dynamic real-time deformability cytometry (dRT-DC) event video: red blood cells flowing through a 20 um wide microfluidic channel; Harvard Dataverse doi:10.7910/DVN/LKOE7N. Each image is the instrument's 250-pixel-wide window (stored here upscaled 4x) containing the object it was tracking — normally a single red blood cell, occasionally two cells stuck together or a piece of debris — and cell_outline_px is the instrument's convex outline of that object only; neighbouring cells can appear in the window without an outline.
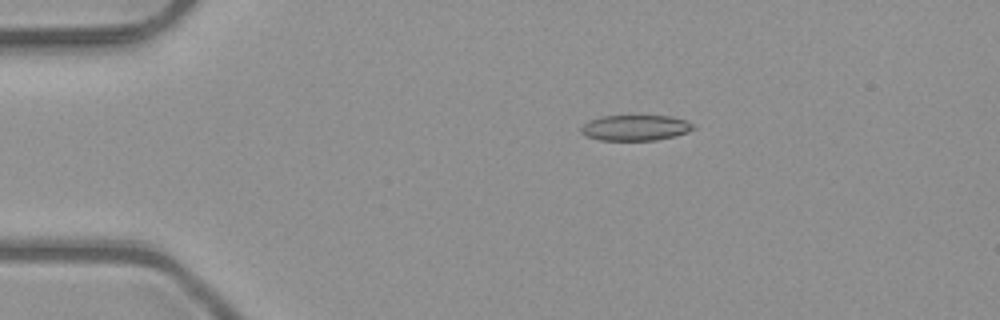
{"species": "common noctule bat (a hibernating species)", "species_latin": "Nyctalus noctula", "temperature_condition": "room temperature", "stored_images_in_passage": 6, "camera_frame_rate_fps": 3000, "um_per_image_px": 0.085, "animal": {"sex": "male", "body_mass_g": 23.1, "forearm_length_mm": 52.7}, "frame": {"image": 1, "passage_image": 2, "time_ms": 0.333, "image_size_px": [1000, 320], "cell_outline_px": [[696, 128], [688, 132], [676, 136], [656, 140], [600, 140], [588, 136], [580, 132], [580, 128], [588, 120], [604, 116], [672, 116], [684, 120], [692, 124]], "centroid_in_image_um": [54.02, 10.86], "position_along_channel_um": 31.0, "area_um2": 16.7}}
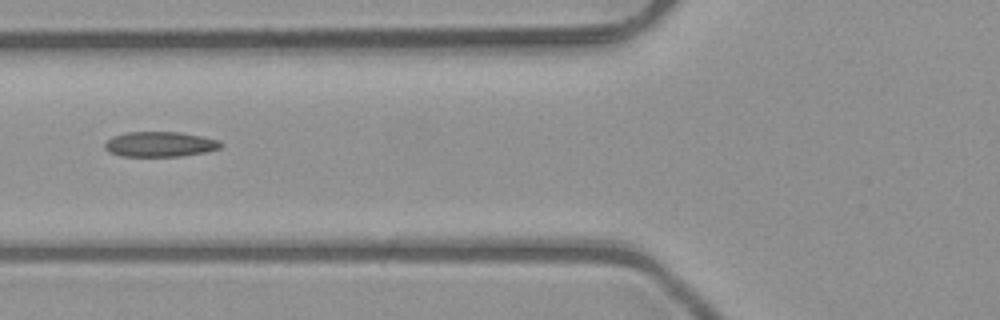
{"frame": {"image": 2, "passage_image": 5, "time_ms": 1.333, "image_size_px": [1000, 320], "cell_outline_px": [[224, 144], [220, 148], [204, 152], [180, 156], [120, 156], [108, 152], [104, 148], [104, 144], [112, 136], [128, 132], [180, 132], [204, 136], [220, 140]], "centroid_in_image_um": [13.6, 12.25], "position_along_channel_um": 112.2, "area_um2": 17.11}}
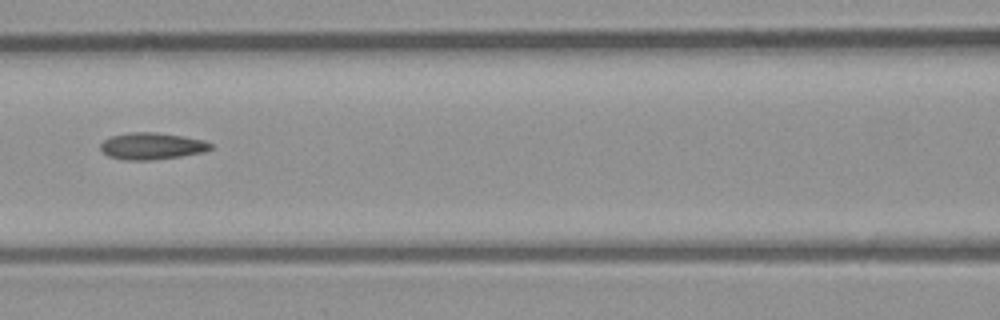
{"frame": {"image": 3, "passage_image": 6, "time_ms": 1.667, "image_size_px": [1000, 320], "cell_outline_px": [[212, 148], [204, 152], [180, 156], [152, 160], [124, 160], [108, 156], [100, 148], [100, 144], [104, 140], [112, 136], [132, 132], [156, 132], [204, 140], [212, 144]], "centroid_in_image_um": [12.9, 12.42], "position_along_channel_um": 153.7, "area_um2": 17.05}}